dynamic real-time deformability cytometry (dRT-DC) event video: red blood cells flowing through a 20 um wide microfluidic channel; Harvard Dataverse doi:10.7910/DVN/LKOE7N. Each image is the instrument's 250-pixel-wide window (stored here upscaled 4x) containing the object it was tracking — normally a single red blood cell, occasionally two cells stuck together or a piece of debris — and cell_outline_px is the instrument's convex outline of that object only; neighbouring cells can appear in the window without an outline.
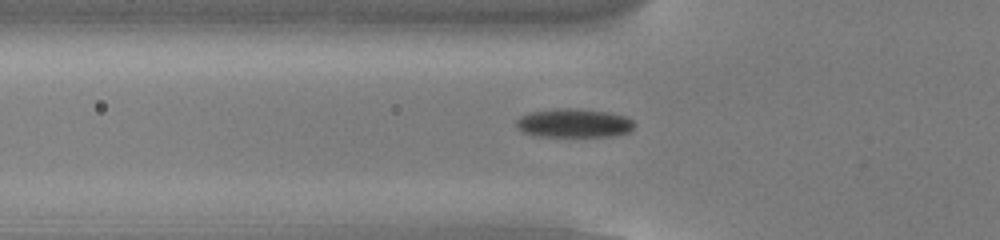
{"species": "common noctule bat (a hibernating species)", "species_latin": "Nyctalus noctula", "temperature_condition": "cold", "stored_images_in_passage": 54, "camera_frame_rate_fps": 3000, "um_per_image_px": 0.085, "animal": {"sex": "male", "body_mass_g": 13.0, "forearm_length_mm": 53.1}, "frame": {"image": 1, "passage_image": 19, "time_ms": 6.0, "image_size_px": [1000, 240], "cell_outline_px": [[632, 128], [628, 132], [612, 136], [532, 136], [516, 128], [516, 120], [520, 116], [532, 112], [556, 108], [580, 108], [608, 112], [628, 116], [632, 120]], "centroid_in_image_um": [48.75, 10.45], "position_along_channel_um": 77.0, "area_um2": 19.88}}
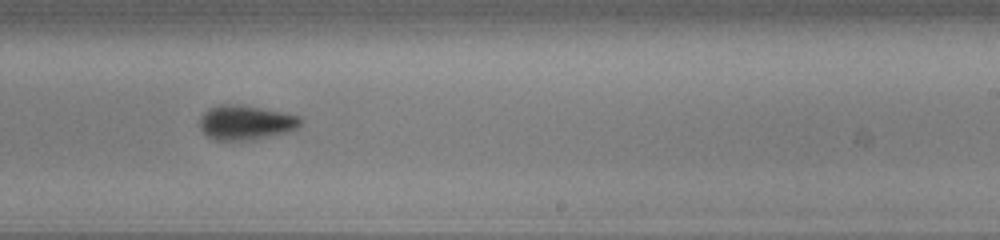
{"frame": {"image": 2, "passage_image": 34, "time_ms": 11.0, "image_size_px": [1000, 240], "cell_outline_px": [[304, 120], [296, 128], [288, 132], [256, 140], [216, 140], [208, 136], [200, 128], [200, 116], [208, 108], [220, 104], [240, 104], [300, 116]], "centroid_in_image_um": [20.89, 10.42], "position_along_channel_um": 268.1, "area_um2": 20.4}}
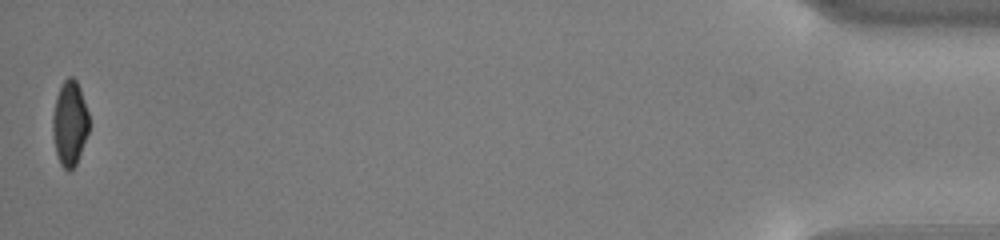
{"frame": {"image": 3, "passage_image": 54, "time_ms": 17.667, "image_size_px": [1000, 240], "cell_outline_px": [[88, 132], [76, 164], [68, 172], [60, 164], [56, 152], [52, 132], [52, 116], [56, 96], [64, 80], [68, 76], [72, 76], [76, 80], [80, 88], [88, 112]], "centroid_in_image_um": [5.91, 10.46], "position_along_channel_um": 429.3, "area_um2": 17.86}, "authors_computed_cell_mechanics": {"area_um2": 19.1607, "velocity_mm_per_s": 3.8162, "shape_relaxation_time_tau1_ms": 3.199, "shape_relaxation_time_tau2_ms": null, "deformation_change_tau1": 0.1193, "deformation_change_tau2": null}}